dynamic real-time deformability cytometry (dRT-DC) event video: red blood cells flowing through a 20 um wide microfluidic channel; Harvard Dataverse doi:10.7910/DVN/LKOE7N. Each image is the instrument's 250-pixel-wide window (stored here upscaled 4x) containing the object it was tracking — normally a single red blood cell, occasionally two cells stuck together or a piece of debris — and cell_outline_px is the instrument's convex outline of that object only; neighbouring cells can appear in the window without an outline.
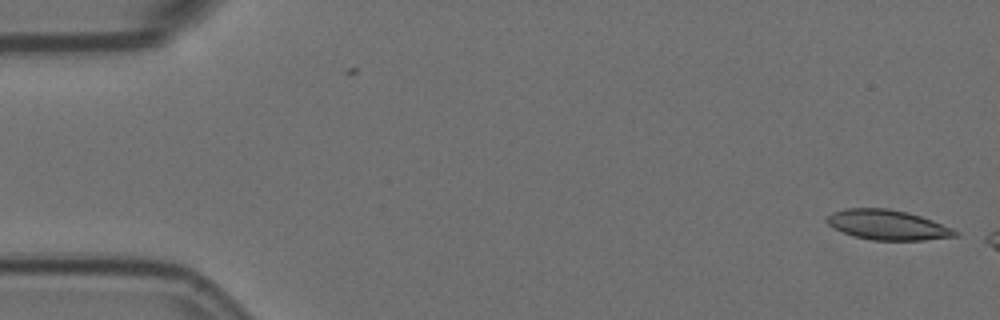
{"species": "Egyptian fruit bat (a non-hibernating species)", "species_latin": "Rousettus aegyptiacus", "temperature_condition": "room temperature", "stored_images_in_passage": 8, "camera_frame_rate_fps": 3000, "um_per_image_px": 0.085, "animal": {"sex": "female"}, "frame": {"image": 1, "passage_image": 1, "time_ms": 0.0, "image_size_px": [1000, 320], "cell_outline_px": [[960, 236], [924, 240], [872, 240], [856, 236], [844, 232], [828, 224], [824, 220], [832, 212], [844, 208], [888, 208], [908, 212], [932, 220], [952, 228], [960, 232]], "centroid_in_image_um": [75.48, 19.11], "position_along_channel_um": 9.5, "area_um2": 22.37}}